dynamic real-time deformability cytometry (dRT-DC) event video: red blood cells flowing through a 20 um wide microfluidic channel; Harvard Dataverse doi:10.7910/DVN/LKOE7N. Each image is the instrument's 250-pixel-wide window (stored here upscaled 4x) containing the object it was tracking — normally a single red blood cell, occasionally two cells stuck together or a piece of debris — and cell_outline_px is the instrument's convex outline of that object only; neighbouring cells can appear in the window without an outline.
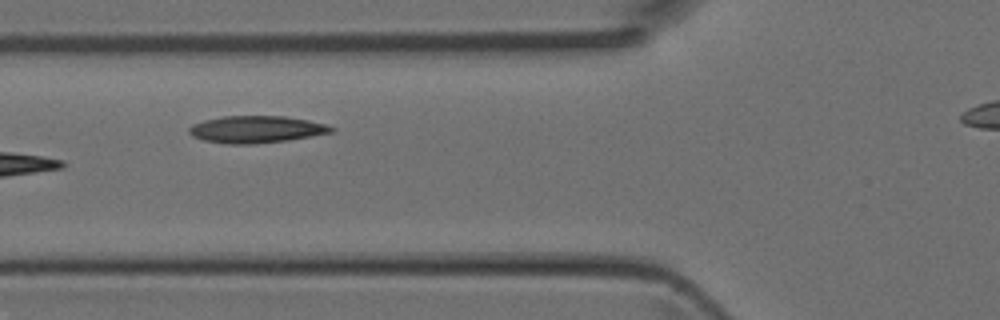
{"species": "Egyptian fruit bat (a non-hibernating species)", "species_latin": "Rousettus aegyptiacus", "temperature_condition": "room temperature", "stored_images_in_passage": 7, "camera_frame_rate_fps": 3000, "um_per_image_px": 0.085, "animal": {"sex": "female"}, "frame": {"image": 1, "passage_image": 5, "time_ms": 1.333, "image_size_px": [1000, 320], "cell_outline_px": [[336, 128], [332, 132], [288, 140], [256, 144], [228, 144], [204, 140], [192, 136], [188, 132], [188, 128], [192, 124], [204, 120], [224, 116], [284, 116], [308, 120], [324, 124]], "centroid_in_image_um": [21.75, 11.0], "position_along_channel_um": 104.1, "area_um2": 22.37}}
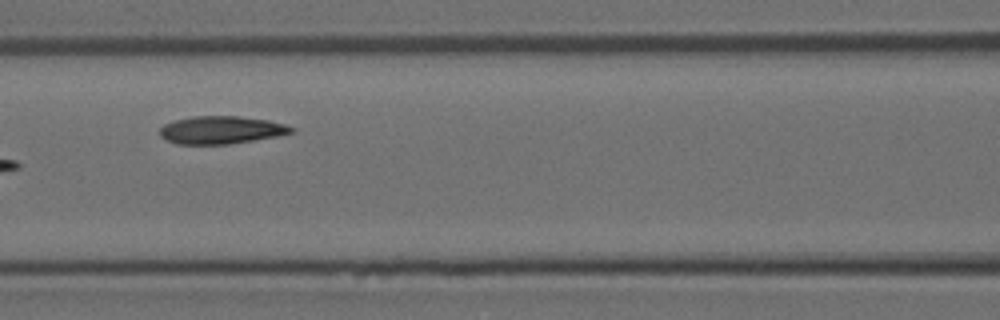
{"frame": {"image": 2, "passage_image": 6, "time_ms": 1.667, "image_size_px": [1000, 320], "cell_outline_px": [[296, 132], [276, 136], [228, 144], [176, 144], [160, 136], [160, 128], [164, 124], [176, 120], [192, 116], [236, 116], [268, 120], [284, 124], [296, 128]], "centroid_in_image_um": [18.81, 11.04], "position_along_channel_um": 147.8, "area_um2": 21.15}}